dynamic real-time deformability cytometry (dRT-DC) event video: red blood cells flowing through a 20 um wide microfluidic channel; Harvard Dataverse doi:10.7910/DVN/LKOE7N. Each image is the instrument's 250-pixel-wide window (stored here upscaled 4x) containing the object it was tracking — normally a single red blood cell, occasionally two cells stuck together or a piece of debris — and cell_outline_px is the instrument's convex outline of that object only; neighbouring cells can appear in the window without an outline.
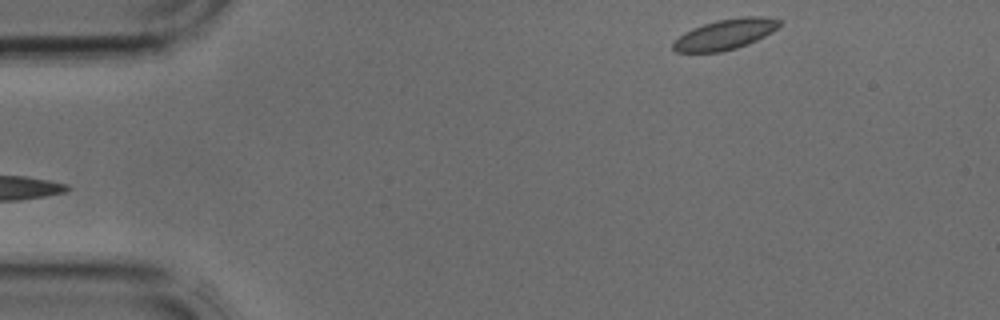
{"species": "common noctule bat (a hibernating species)", "species_latin": "Nyctalus noctula", "temperature_condition": "cold", "stored_images_in_passage": 2, "segment_of_instrument_passage": [2, 2], "camera_frame_rate_fps": 3000, "um_per_image_px": 0.085, "animal": {"sex": "male", "body_mass_g": 17.9, "forearm_length_mm": 54.2}, "frame": {"image": 1, "passage_image": 2, "time_ms": 0.333, "image_size_px": [1000, 320], "cell_outline_px": [[780, 24], [772, 32], [748, 44], [736, 48], [720, 52], [676, 52], [672, 48], [672, 44], [684, 32], [692, 28], [704, 24], [720, 20], [744, 16], [760, 16], [780, 20]], "centroid_in_image_um": [61.62, 2.92], "position_along_channel_um": 23.4, "area_um2": 18.55}}